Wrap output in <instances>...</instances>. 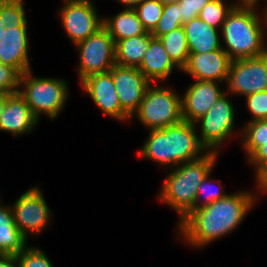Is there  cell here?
Returning a JSON list of instances; mask_svg holds the SVG:
<instances>
[{"label": "cell", "instance_id": "cell-1", "mask_svg": "<svg viewBox=\"0 0 267 267\" xmlns=\"http://www.w3.org/2000/svg\"><path fill=\"white\" fill-rule=\"evenodd\" d=\"M257 198L249 191L228 194L223 199L193 210L177 230L190 246H206L236 229Z\"/></svg>", "mask_w": 267, "mask_h": 267}, {"label": "cell", "instance_id": "cell-2", "mask_svg": "<svg viewBox=\"0 0 267 267\" xmlns=\"http://www.w3.org/2000/svg\"><path fill=\"white\" fill-rule=\"evenodd\" d=\"M196 128V124L182 120L162 129H152L138 155L173 167L197 160L207 149L200 143Z\"/></svg>", "mask_w": 267, "mask_h": 267}, {"label": "cell", "instance_id": "cell-3", "mask_svg": "<svg viewBox=\"0 0 267 267\" xmlns=\"http://www.w3.org/2000/svg\"><path fill=\"white\" fill-rule=\"evenodd\" d=\"M218 152L207 151L201 158L185 162L172 168L165 179L158 199L180 216L178 225L195 210L197 190L203 179L211 173L218 158ZM174 169V170H173Z\"/></svg>", "mask_w": 267, "mask_h": 267}, {"label": "cell", "instance_id": "cell-4", "mask_svg": "<svg viewBox=\"0 0 267 267\" xmlns=\"http://www.w3.org/2000/svg\"><path fill=\"white\" fill-rule=\"evenodd\" d=\"M255 8L235 6L221 27V36L227 46L223 50L231 60L257 57L267 52L263 29L267 26V18L263 15L264 19L260 20Z\"/></svg>", "mask_w": 267, "mask_h": 267}, {"label": "cell", "instance_id": "cell-5", "mask_svg": "<svg viewBox=\"0 0 267 267\" xmlns=\"http://www.w3.org/2000/svg\"><path fill=\"white\" fill-rule=\"evenodd\" d=\"M67 85L63 79L33 77L30 70L20 77L19 93L38 121L41 114L53 120L64 108L68 98Z\"/></svg>", "mask_w": 267, "mask_h": 267}, {"label": "cell", "instance_id": "cell-6", "mask_svg": "<svg viewBox=\"0 0 267 267\" xmlns=\"http://www.w3.org/2000/svg\"><path fill=\"white\" fill-rule=\"evenodd\" d=\"M148 86L136 115L149 130L162 129L183 120L181 97L168 87Z\"/></svg>", "mask_w": 267, "mask_h": 267}, {"label": "cell", "instance_id": "cell-7", "mask_svg": "<svg viewBox=\"0 0 267 267\" xmlns=\"http://www.w3.org/2000/svg\"><path fill=\"white\" fill-rule=\"evenodd\" d=\"M75 46L79 50L80 82L90 75L109 72L115 65V42L104 26Z\"/></svg>", "mask_w": 267, "mask_h": 267}, {"label": "cell", "instance_id": "cell-8", "mask_svg": "<svg viewBox=\"0 0 267 267\" xmlns=\"http://www.w3.org/2000/svg\"><path fill=\"white\" fill-rule=\"evenodd\" d=\"M234 118V105L227 95L223 94L205 115L195 122L197 125L201 123V137L198 138L207 151L219 153L221 145L233 136Z\"/></svg>", "mask_w": 267, "mask_h": 267}, {"label": "cell", "instance_id": "cell-9", "mask_svg": "<svg viewBox=\"0 0 267 267\" xmlns=\"http://www.w3.org/2000/svg\"><path fill=\"white\" fill-rule=\"evenodd\" d=\"M224 82L232 93L248 96L267 90V52L257 57L231 60Z\"/></svg>", "mask_w": 267, "mask_h": 267}, {"label": "cell", "instance_id": "cell-10", "mask_svg": "<svg viewBox=\"0 0 267 267\" xmlns=\"http://www.w3.org/2000/svg\"><path fill=\"white\" fill-rule=\"evenodd\" d=\"M15 224L21 234L28 239V233L38 234L51 221L50 209L44 195L37 186H32L11 206Z\"/></svg>", "mask_w": 267, "mask_h": 267}, {"label": "cell", "instance_id": "cell-11", "mask_svg": "<svg viewBox=\"0 0 267 267\" xmlns=\"http://www.w3.org/2000/svg\"><path fill=\"white\" fill-rule=\"evenodd\" d=\"M63 4L59 10L61 23L74 45L103 26V18H99L92 1L64 0Z\"/></svg>", "mask_w": 267, "mask_h": 267}, {"label": "cell", "instance_id": "cell-12", "mask_svg": "<svg viewBox=\"0 0 267 267\" xmlns=\"http://www.w3.org/2000/svg\"><path fill=\"white\" fill-rule=\"evenodd\" d=\"M109 72L112 74L121 108L133 118L151 82L137 67L115 64Z\"/></svg>", "mask_w": 267, "mask_h": 267}, {"label": "cell", "instance_id": "cell-13", "mask_svg": "<svg viewBox=\"0 0 267 267\" xmlns=\"http://www.w3.org/2000/svg\"><path fill=\"white\" fill-rule=\"evenodd\" d=\"M80 83L81 87L105 115L122 122L130 120L131 117L121 108L110 72L90 75Z\"/></svg>", "mask_w": 267, "mask_h": 267}, {"label": "cell", "instance_id": "cell-14", "mask_svg": "<svg viewBox=\"0 0 267 267\" xmlns=\"http://www.w3.org/2000/svg\"><path fill=\"white\" fill-rule=\"evenodd\" d=\"M223 94L217 81L196 80L181 96L183 120L195 124Z\"/></svg>", "mask_w": 267, "mask_h": 267}, {"label": "cell", "instance_id": "cell-15", "mask_svg": "<svg viewBox=\"0 0 267 267\" xmlns=\"http://www.w3.org/2000/svg\"><path fill=\"white\" fill-rule=\"evenodd\" d=\"M230 63L231 59L222 47L209 53L189 54L181 71L195 80L222 82L228 76Z\"/></svg>", "mask_w": 267, "mask_h": 267}, {"label": "cell", "instance_id": "cell-16", "mask_svg": "<svg viewBox=\"0 0 267 267\" xmlns=\"http://www.w3.org/2000/svg\"><path fill=\"white\" fill-rule=\"evenodd\" d=\"M27 26H6L0 38V62L21 75L31 70L28 56Z\"/></svg>", "mask_w": 267, "mask_h": 267}, {"label": "cell", "instance_id": "cell-17", "mask_svg": "<svg viewBox=\"0 0 267 267\" xmlns=\"http://www.w3.org/2000/svg\"><path fill=\"white\" fill-rule=\"evenodd\" d=\"M37 123L38 120L19 91L7 94V103L0 118V131L19 136V134L30 133Z\"/></svg>", "mask_w": 267, "mask_h": 267}, {"label": "cell", "instance_id": "cell-18", "mask_svg": "<svg viewBox=\"0 0 267 267\" xmlns=\"http://www.w3.org/2000/svg\"><path fill=\"white\" fill-rule=\"evenodd\" d=\"M181 69L171 60L159 38L151 37L150 44L139 71L151 82L159 84L170 76L174 68Z\"/></svg>", "mask_w": 267, "mask_h": 267}, {"label": "cell", "instance_id": "cell-19", "mask_svg": "<svg viewBox=\"0 0 267 267\" xmlns=\"http://www.w3.org/2000/svg\"><path fill=\"white\" fill-rule=\"evenodd\" d=\"M187 37L190 54L209 53L222 48L219 37L220 29H216L199 17L183 25Z\"/></svg>", "mask_w": 267, "mask_h": 267}, {"label": "cell", "instance_id": "cell-20", "mask_svg": "<svg viewBox=\"0 0 267 267\" xmlns=\"http://www.w3.org/2000/svg\"><path fill=\"white\" fill-rule=\"evenodd\" d=\"M0 202V254L17 255L27 247V239L18 230L11 206Z\"/></svg>", "mask_w": 267, "mask_h": 267}, {"label": "cell", "instance_id": "cell-21", "mask_svg": "<svg viewBox=\"0 0 267 267\" xmlns=\"http://www.w3.org/2000/svg\"><path fill=\"white\" fill-rule=\"evenodd\" d=\"M151 32L115 42V64L139 67L147 53Z\"/></svg>", "mask_w": 267, "mask_h": 267}, {"label": "cell", "instance_id": "cell-22", "mask_svg": "<svg viewBox=\"0 0 267 267\" xmlns=\"http://www.w3.org/2000/svg\"><path fill=\"white\" fill-rule=\"evenodd\" d=\"M103 26L108 30L114 42L147 33L133 8H124L120 13L103 18Z\"/></svg>", "mask_w": 267, "mask_h": 267}, {"label": "cell", "instance_id": "cell-23", "mask_svg": "<svg viewBox=\"0 0 267 267\" xmlns=\"http://www.w3.org/2000/svg\"><path fill=\"white\" fill-rule=\"evenodd\" d=\"M171 60L182 70L189 58L187 37L183 26L159 37Z\"/></svg>", "mask_w": 267, "mask_h": 267}, {"label": "cell", "instance_id": "cell-24", "mask_svg": "<svg viewBox=\"0 0 267 267\" xmlns=\"http://www.w3.org/2000/svg\"><path fill=\"white\" fill-rule=\"evenodd\" d=\"M241 133L242 147L249 159L261 147V142H267V120L249 121Z\"/></svg>", "mask_w": 267, "mask_h": 267}, {"label": "cell", "instance_id": "cell-25", "mask_svg": "<svg viewBox=\"0 0 267 267\" xmlns=\"http://www.w3.org/2000/svg\"><path fill=\"white\" fill-rule=\"evenodd\" d=\"M225 2V0H211L202 8L198 17L216 29L221 28L228 14L236 6Z\"/></svg>", "mask_w": 267, "mask_h": 267}, {"label": "cell", "instance_id": "cell-26", "mask_svg": "<svg viewBox=\"0 0 267 267\" xmlns=\"http://www.w3.org/2000/svg\"><path fill=\"white\" fill-rule=\"evenodd\" d=\"M0 18L5 26H27L23 0H0Z\"/></svg>", "mask_w": 267, "mask_h": 267}, {"label": "cell", "instance_id": "cell-27", "mask_svg": "<svg viewBox=\"0 0 267 267\" xmlns=\"http://www.w3.org/2000/svg\"><path fill=\"white\" fill-rule=\"evenodd\" d=\"M163 4L159 0H143L133 8L147 32H152L163 13Z\"/></svg>", "mask_w": 267, "mask_h": 267}, {"label": "cell", "instance_id": "cell-28", "mask_svg": "<svg viewBox=\"0 0 267 267\" xmlns=\"http://www.w3.org/2000/svg\"><path fill=\"white\" fill-rule=\"evenodd\" d=\"M183 26L180 17V4L171 3L163 6V13L158 24L151 32L152 36L159 38L160 36L169 33L173 29Z\"/></svg>", "mask_w": 267, "mask_h": 267}, {"label": "cell", "instance_id": "cell-29", "mask_svg": "<svg viewBox=\"0 0 267 267\" xmlns=\"http://www.w3.org/2000/svg\"><path fill=\"white\" fill-rule=\"evenodd\" d=\"M18 267H53L47 254L39 248L26 247L16 255Z\"/></svg>", "mask_w": 267, "mask_h": 267}, {"label": "cell", "instance_id": "cell-30", "mask_svg": "<svg viewBox=\"0 0 267 267\" xmlns=\"http://www.w3.org/2000/svg\"><path fill=\"white\" fill-rule=\"evenodd\" d=\"M208 174L203 181L200 183L198 190H197V198L195 201V210L199 209L203 206L209 205L217 200L225 198L228 194L224 193L225 189H221V186L219 187L220 190L213 191L211 181L209 180ZM204 194V199L201 201V195ZM201 202V203H200Z\"/></svg>", "mask_w": 267, "mask_h": 267}, {"label": "cell", "instance_id": "cell-31", "mask_svg": "<svg viewBox=\"0 0 267 267\" xmlns=\"http://www.w3.org/2000/svg\"><path fill=\"white\" fill-rule=\"evenodd\" d=\"M21 74L11 66L0 62V93L13 94L19 91Z\"/></svg>", "mask_w": 267, "mask_h": 267}, {"label": "cell", "instance_id": "cell-32", "mask_svg": "<svg viewBox=\"0 0 267 267\" xmlns=\"http://www.w3.org/2000/svg\"><path fill=\"white\" fill-rule=\"evenodd\" d=\"M246 101L253 115L250 121L267 120V90L246 96Z\"/></svg>", "mask_w": 267, "mask_h": 267}, {"label": "cell", "instance_id": "cell-33", "mask_svg": "<svg viewBox=\"0 0 267 267\" xmlns=\"http://www.w3.org/2000/svg\"><path fill=\"white\" fill-rule=\"evenodd\" d=\"M211 0H180L181 22L185 23L199 16L202 8Z\"/></svg>", "mask_w": 267, "mask_h": 267}, {"label": "cell", "instance_id": "cell-34", "mask_svg": "<svg viewBox=\"0 0 267 267\" xmlns=\"http://www.w3.org/2000/svg\"><path fill=\"white\" fill-rule=\"evenodd\" d=\"M248 161L255 167V176L267 167V142H261V147L248 159Z\"/></svg>", "mask_w": 267, "mask_h": 267}, {"label": "cell", "instance_id": "cell-35", "mask_svg": "<svg viewBox=\"0 0 267 267\" xmlns=\"http://www.w3.org/2000/svg\"><path fill=\"white\" fill-rule=\"evenodd\" d=\"M257 187L261 192H267V167H265L257 176Z\"/></svg>", "mask_w": 267, "mask_h": 267}, {"label": "cell", "instance_id": "cell-36", "mask_svg": "<svg viewBox=\"0 0 267 267\" xmlns=\"http://www.w3.org/2000/svg\"><path fill=\"white\" fill-rule=\"evenodd\" d=\"M0 267H18L16 255L0 254Z\"/></svg>", "mask_w": 267, "mask_h": 267}, {"label": "cell", "instance_id": "cell-37", "mask_svg": "<svg viewBox=\"0 0 267 267\" xmlns=\"http://www.w3.org/2000/svg\"><path fill=\"white\" fill-rule=\"evenodd\" d=\"M122 5H125V8H135L139 5L143 0H117Z\"/></svg>", "mask_w": 267, "mask_h": 267}, {"label": "cell", "instance_id": "cell-38", "mask_svg": "<svg viewBox=\"0 0 267 267\" xmlns=\"http://www.w3.org/2000/svg\"><path fill=\"white\" fill-rule=\"evenodd\" d=\"M240 1V2H239ZM238 3H235L236 6H253L256 7L259 5V0H239Z\"/></svg>", "mask_w": 267, "mask_h": 267}, {"label": "cell", "instance_id": "cell-39", "mask_svg": "<svg viewBox=\"0 0 267 267\" xmlns=\"http://www.w3.org/2000/svg\"><path fill=\"white\" fill-rule=\"evenodd\" d=\"M7 103V94L0 93V118Z\"/></svg>", "mask_w": 267, "mask_h": 267}, {"label": "cell", "instance_id": "cell-40", "mask_svg": "<svg viewBox=\"0 0 267 267\" xmlns=\"http://www.w3.org/2000/svg\"><path fill=\"white\" fill-rule=\"evenodd\" d=\"M163 5L171 4V3H178L180 0H159Z\"/></svg>", "mask_w": 267, "mask_h": 267}, {"label": "cell", "instance_id": "cell-41", "mask_svg": "<svg viewBox=\"0 0 267 267\" xmlns=\"http://www.w3.org/2000/svg\"><path fill=\"white\" fill-rule=\"evenodd\" d=\"M6 26L4 25V23L1 21V18H0V38L3 34V31L5 30Z\"/></svg>", "mask_w": 267, "mask_h": 267}, {"label": "cell", "instance_id": "cell-42", "mask_svg": "<svg viewBox=\"0 0 267 267\" xmlns=\"http://www.w3.org/2000/svg\"><path fill=\"white\" fill-rule=\"evenodd\" d=\"M264 14L266 15V18H267V6H266V8L264 10Z\"/></svg>", "mask_w": 267, "mask_h": 267}]
</instances>
